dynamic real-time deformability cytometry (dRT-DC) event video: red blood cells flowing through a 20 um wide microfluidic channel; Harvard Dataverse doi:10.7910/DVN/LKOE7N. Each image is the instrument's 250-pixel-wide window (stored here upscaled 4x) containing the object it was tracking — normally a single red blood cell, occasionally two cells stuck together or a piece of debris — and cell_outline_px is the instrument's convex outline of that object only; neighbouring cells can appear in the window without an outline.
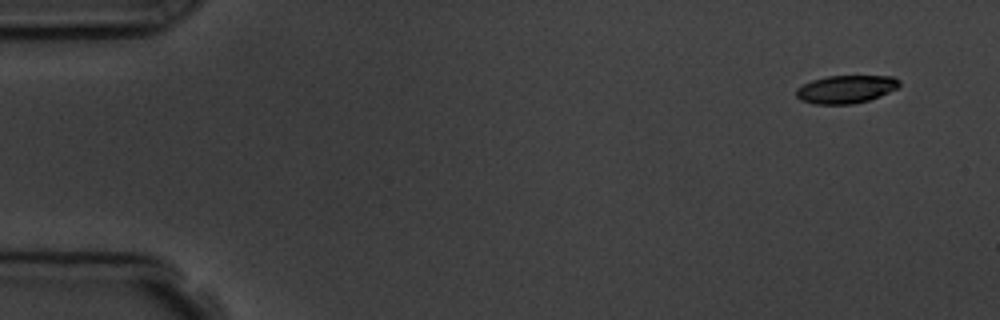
{"species": "common noctule bat (a hibernating species)", "species_latin": "Nyctalus noctula", "temperature_condition": "room temperature", "stored_images_in_passage": 4, "camera_frame_rate_fps": 3000, "um_per_image_px": 0.085, "animal": {"sex": "male", "body_mass_g": 19.5, "forearm_length_mm": 54.6}, "frame": {"image": 1, "passage_image": 1, "time_ms": 0.0, "image_size_px": [1000, 320], "cell_outline_px": [[900, 84], [896, 88], [880, 96], [868, 100], [852, 104], [816, 104], [800, 100], [796, 96], [796, 88], [812, 80], [828, 76], [892, 76], [900, 80]], "centroid_in_image_um": [71.89, 7.58], "position_along_channel_um": 13.1, "area_um2": 16.7}}